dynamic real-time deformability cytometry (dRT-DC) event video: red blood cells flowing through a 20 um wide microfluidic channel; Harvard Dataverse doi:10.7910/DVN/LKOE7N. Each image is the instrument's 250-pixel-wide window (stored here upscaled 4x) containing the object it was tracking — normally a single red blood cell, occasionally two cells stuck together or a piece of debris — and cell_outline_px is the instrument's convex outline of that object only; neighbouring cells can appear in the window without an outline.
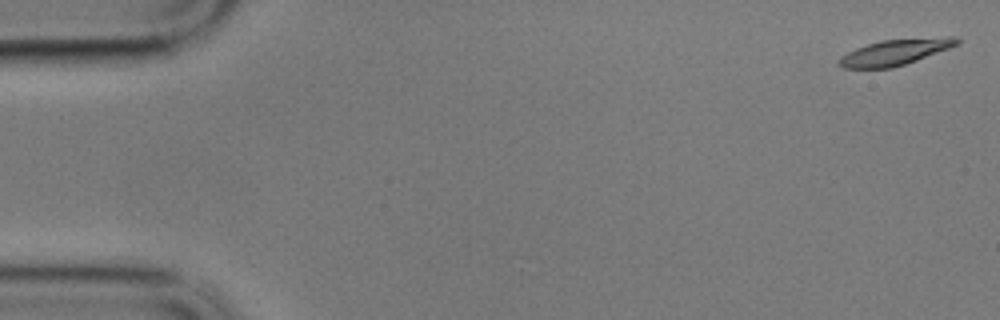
{"species": "common noctule bat (a hibernating species)", "species_latin": "Nyctalus noctula", "temperature_condition": "cold", "stored_images_in_passage": 60, "camera_frame_rate_fps": 3000, "um_per_image_px": 0.085, "animal": {"sex": "male", "body_mass_g": 17.9}, "frame": {"image": 1, "passage_image": 2, "time_ms": 0.333, "image_size_px": [1000, 320], "cell_outline_px": [[960, 44], [916, 60], [892, 68], [844, 68], [836, 64], [840, 56], [856, 48], [880, 40], [948, 36], [956, 36], [960, 40]], "centroid_in_image_um": [76.09, 4.42], "position_along_channel_um": 8.9, "area_um2": 17.8}}
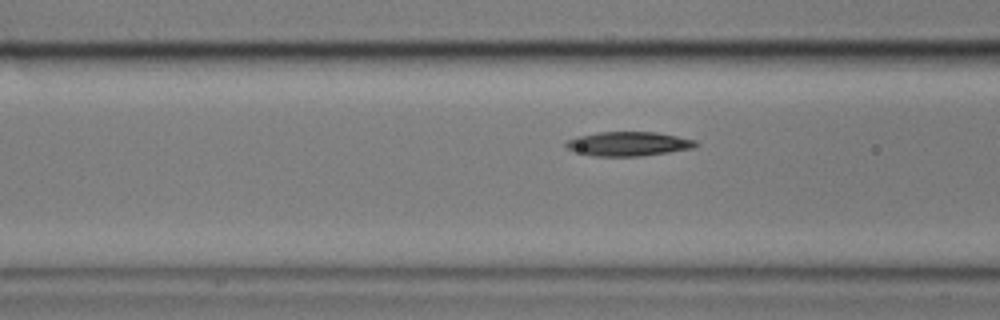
{"frame": {"image": 2, "passage_image": 23, "time_ms": 7.333, "image_size_px": [1000, 320], "cell_outline_px": [[700, 144], [696, 148], [640, 156], [592, 156], [576, 152], [568, 148], [564, 144], [564, 140], [576, 136], [600, 132], [656, 132], [696, 140]], "centroid_in_image_um": [53.4, 12.22], "position_along_channel_um": 113.2, "area_um2": 18.5}}
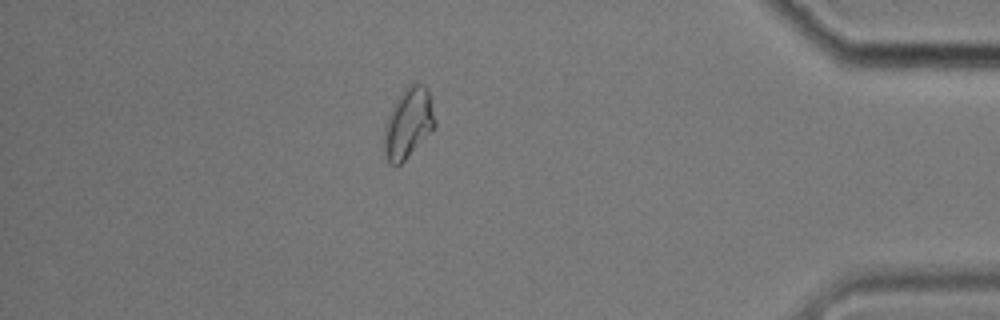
{"frame": {"image": 3, "passage_image": 52, "time_ms": 17.0, "image_size_px": [1000, 320], "cell_outline_px": [[436, 124], [408, 156], [400, 164], [392, 164], [388, 160], [384, 152], [384, 124], [396, 100], [404, 88], [408, 84], [424, 84], [428, 88], [436, 120]], "centroid_in_image_um": [34.7, 10.42], "position_along_channel_um": 400.5, "area_um2": 20.4}, "authors_computed_cell_mechanics": {"area_um2": 18.3226, "velocity_mm_per_s": 3.3774, "shape_relaxation_time_tau1_ms": 6.6797, "shape_relaxation_time_tau2_ms": null, "deformation_change_tau1": 0.1495, "deformation_change_tau2": null}}